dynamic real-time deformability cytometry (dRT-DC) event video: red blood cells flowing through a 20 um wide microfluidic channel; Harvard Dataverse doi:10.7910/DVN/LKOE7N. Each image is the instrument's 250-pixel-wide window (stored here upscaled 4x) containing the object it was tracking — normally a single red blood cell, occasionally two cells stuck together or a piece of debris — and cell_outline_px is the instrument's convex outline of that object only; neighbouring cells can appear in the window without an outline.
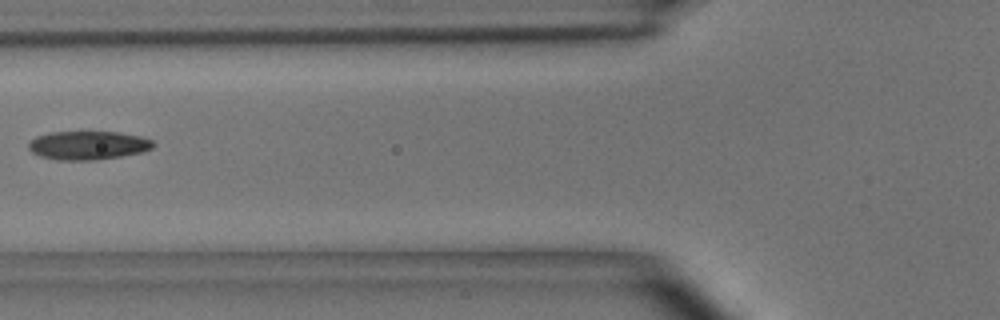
{"species": "common noctule bat (a hibernating species)", "species_latin": "Nyctalus noctula", "temperature_condition": "room temperature", "stored_images_in_passage": 2, "camera_frame_rate_fps": 3000, "um_per_image_px": 0.085, "animal": {"sex": "male", "body_mass_g": 15.6}, "frame": {"image": 1, "passage_image": 2, "time_ms": 1.333, "image_size_px": [1000, 320], "cell_outline_px": [[156, 144], [152, 148], [140, 152], [120, 156], [96, 160], [56, 160], [40, 156], [32, 152], [28, 148], [28, 144], [36, 136], [48, 132], [80, 128], [120, 132], [140, 136], [152, 140]], "centroid_in_image_um": [7.45, 12.29], "position_along_channel_um": 118.4, "area_um2": 21.85}}